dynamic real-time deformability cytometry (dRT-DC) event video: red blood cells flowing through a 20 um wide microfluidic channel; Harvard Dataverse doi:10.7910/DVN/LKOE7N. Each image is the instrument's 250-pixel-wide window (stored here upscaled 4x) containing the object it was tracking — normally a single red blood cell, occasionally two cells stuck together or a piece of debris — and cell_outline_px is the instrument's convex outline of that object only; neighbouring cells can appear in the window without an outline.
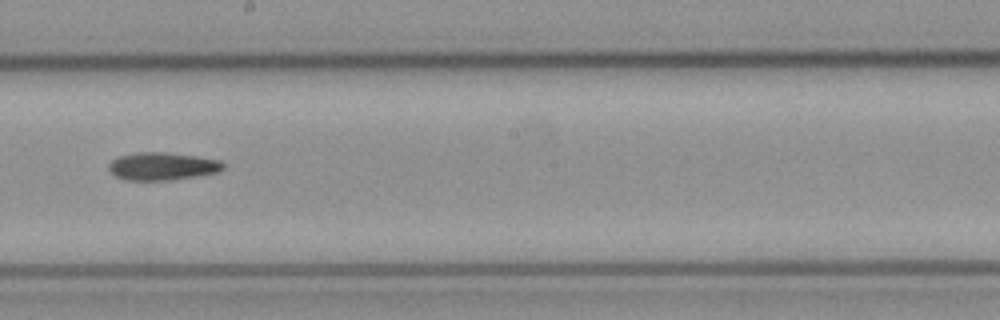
{"species": "common noctule bat (a hibernating species)", "species_latin": "Nyctalus noctula", "temperature_condition": "cold", "stored_images_in_passage": 42, "camera_frame_rate_fps": 3000, "um_per_image_px": 0.085, "animal": {"sex": "female", "body_mass_g": 21.9}, "frame": {"image": 1, "passage_image": 24, "time_ms": 7.667, "image_size_px": [1000, 320], "cell_outline_px": [[224, 168], [216, 172], [196, 176], [172, 180], [124, 180], [116, 176], [108, 168], [108, 164], [112, 160], [120, 156], [136, 152], [164, 152], [196, 156], [220, 160], [224, 164]], "centroid_in_image_um": [13.78, 14.13], "position_along_channel_um": 234.4, "area_um2": 18.44}}
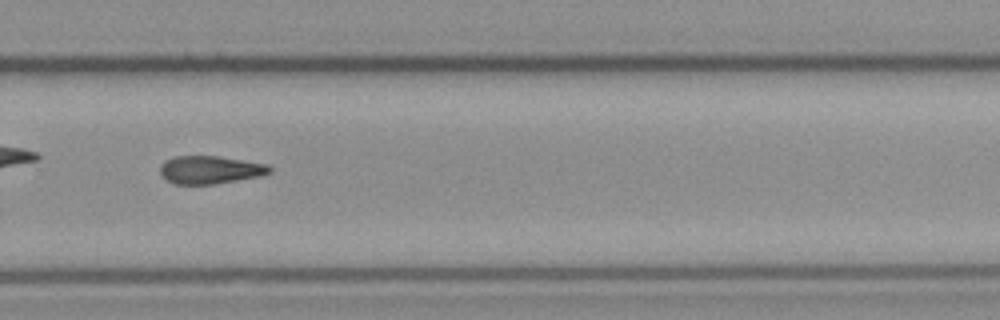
{"frame": {"image": 2, "passage_image": 30, "time_ms": 9.667, "image_size_px": [1000, 320], "cell_outline_px": [[272, 172], [260, 176], [216, 184], [172, 184], [160, 176], [160, 164], [164, 160], [176, 156], [220, 156], [268, 164], [272, 168]], "centroid_in_image_um": [17.84, 14.43], "position_along_channel_um": 312.0, "area_um2": 18.15}}